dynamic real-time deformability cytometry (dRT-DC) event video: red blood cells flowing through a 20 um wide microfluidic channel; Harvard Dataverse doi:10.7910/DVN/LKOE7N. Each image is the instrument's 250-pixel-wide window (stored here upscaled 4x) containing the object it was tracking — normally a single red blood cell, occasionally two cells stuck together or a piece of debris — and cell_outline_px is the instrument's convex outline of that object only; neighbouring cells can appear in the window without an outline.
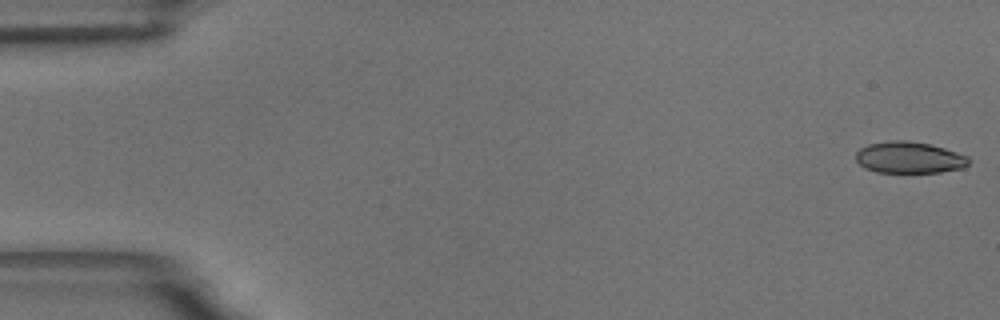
{"species": "common noctule bat (a hibernating species)", "species_latin": "Nyctalus noctula", "temperature_condition": "room temperature", "stored_images_in_passage": 57, "camera_frame_rate_fps": 3000, "um_per_image_px": 0.085, "animal": {"sex": "male", "body_mass_g": 18.8}, "frame": {"image": 1, "passage_image": 1, "time_ms": 0.0, "image_size_px": [1000, 320], "cell_outline_px": [[972, 160], [964, 168], [940, 172], [876, 172], [864, 168], [856, 160], [856, 152], [860, 148], [868, 144], [892, 140], [908, 140], [928, 144], [944, 148], [968, 156]], "centroid_in_image_um": [77.29, 13.39], "position_along_channel_um": 7.7, "area_um2": 20.81}}
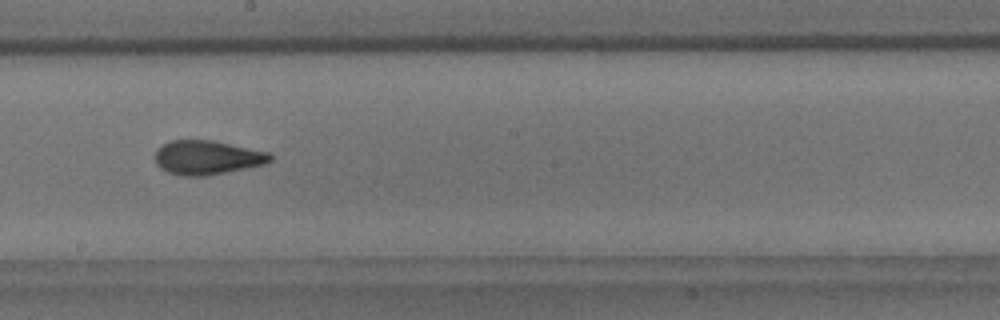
{"frame": {"image": 2, "passage_image": 32, "time_ms": 10.333, "image_size_px": [1000, 320], "cell_outline_px": [[272, 160], [264, 164], [204, 176], [180, 176], [168, 172], [160, 168], [156, 164], [156, 148], [160, 144], [168, 140], [212, 140], [268, 152], [272, 156]], "centroid_in_image_um": [17.54, 13.38], "position_along_channel_um": 230.7, "area_um2": 22.83}}
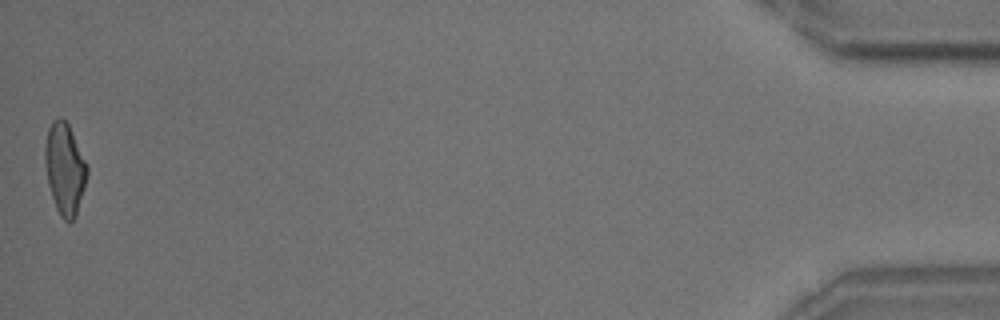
{"frame": {"image": 3, "passage_image": 57, "time_ms": 18.667, "image_size_px": [1000, 320], "cell_outline_px": [[88, 172], [84, 188], [76, 216], [68, 224], [60, 216], [56, 208], [48, 184], [44, 160], [44, 148], [48, 128], [52, 120], [56, 116], [60, 116], [68, 124], [88, 168]], "centroid_in_image_um": [5.48, 14.35], "position_along_channel_um": 429.7, "area_um2": 22.37}, "authors_computed_cell_mechanics": {"area_um2": 22.3686, "velocity_mm_per_s": 3.5388, "shape_relaxation_time_tau1_ms": 5.9471, "shape_relaxation_time_tau2_ms": 1.5611, "deformation_change_tau1": 0.1724, "deformation_change_tau2": 0.0919}}